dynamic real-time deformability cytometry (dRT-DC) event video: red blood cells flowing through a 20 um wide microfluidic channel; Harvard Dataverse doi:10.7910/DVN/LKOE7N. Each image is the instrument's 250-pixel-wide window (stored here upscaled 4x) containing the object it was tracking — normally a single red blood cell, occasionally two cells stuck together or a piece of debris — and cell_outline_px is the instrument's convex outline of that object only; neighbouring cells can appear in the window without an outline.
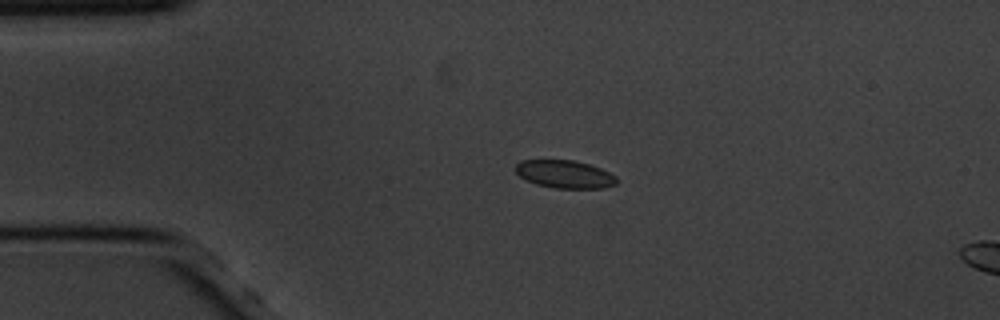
{"species": "common noctule bat (a hibernating species)", "species_latin": "Nyctalus noctula", "temperature_condition": "cold", "stored_images_in_passage": 17, "camera_frame_rate_fps": 3000, "um_per_image_px": 0.085, "animal": {"sex": "male", "body_mass_g": 20.1, "forearm_length_mm": 53.5}, "frame": {"image": 1, "passage_image": 12, "time_ms": 3.667, "image_size_px": [1000, 320], "cell_outline_px": [[616, 184], [604, 188], [556, 188], [536, 184], [520, 176], [516, 172], [516, 164], [520, 160], [572, 160], [588, 164], [600, 168], [616, 176]], "centroid_in_image_um": [48.0, 14.8], "position_along_channel_um": 37.0, "area_um2": 16.24}}